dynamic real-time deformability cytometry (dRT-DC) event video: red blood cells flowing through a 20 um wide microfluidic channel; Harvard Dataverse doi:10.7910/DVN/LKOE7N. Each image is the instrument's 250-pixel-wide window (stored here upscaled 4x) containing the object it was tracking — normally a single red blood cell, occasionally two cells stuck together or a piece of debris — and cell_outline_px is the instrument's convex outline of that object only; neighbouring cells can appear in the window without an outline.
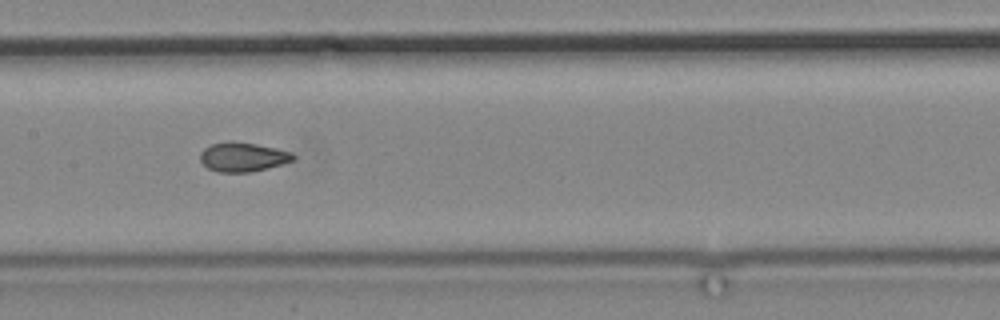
{"species": "common noctule bat (a hibernating species)", "species_latin": "Nyctalus noctula", "temperature_condition": "cold", "stored_images_in_passage": 13, "camera_frame_rate_fps": 3000, "um_per_image_px": 0.085, "animal": {"sex": "male", "body_mass_g": 19.2, "forearm_length_mm": 51.8}, "frame": {"image": 1, "passage_image": 12, "time_ms": 14.333, "image_size_px": [1000, 320], "cell_outline_px": [[296, 160], [268, 168], [248, 172], [220, 172], [208, 168], [200, 160], [200, 152], [204, 148], [212, 144], [228, 140], [232, 140], [256, 144], [276, 148], [292, 152], [296, 156]], "centroid_in_image_um": [20.66, 13.33], "position_along_channel_um": 186.7, "area_um2": 16.01}}